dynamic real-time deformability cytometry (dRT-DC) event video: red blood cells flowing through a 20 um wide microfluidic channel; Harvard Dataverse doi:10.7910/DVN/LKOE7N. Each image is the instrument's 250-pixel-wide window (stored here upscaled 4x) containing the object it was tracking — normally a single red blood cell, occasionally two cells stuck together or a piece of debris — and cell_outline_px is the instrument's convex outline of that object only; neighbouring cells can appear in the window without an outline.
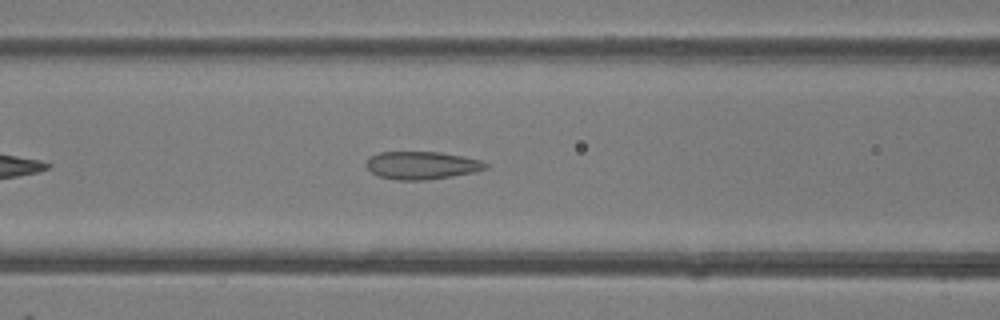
{"species": "common noctule bat (a hibernating species)", "species_latin": "Nyctalus noctula", "temperature_condition": "room temperature", "stored_images_in_passage": 16, "camera_frame_rate_fps": 3000, "um_per_image_px": 0.085, "animal": {"sex": "female"}, "frame": {"image": 1, "passage_image": 9, "time_ms": 2.667, "image_size_px": [1000, 320], "cell_outline_px": [[488, 168], [476, 172], [424, 180], [396, 180], [380, 176], [372, 172], [364, 164], [368, 156], [380, 152], [440, 152], [480, 160], [488, 164]], "centroid_in_image_um": [35.82, 14.05], "position_along_channel_um": 130.8, "area_um2": 19.31}}
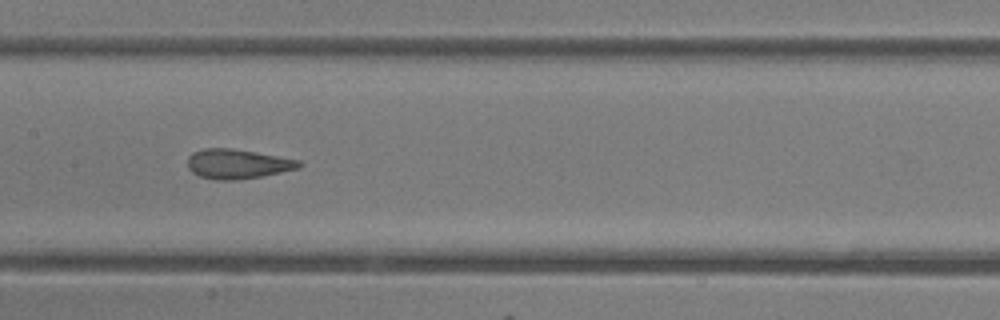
{"frame": {"image": 2, "passage_image": 13, "time_ms": 4.0, "image_size_px": [1000, 320], "cell_outline_px": [[304, 164], [300, 168], [260, 176], [236, 180], [216, 180], [200, 176], [192, 172], [188, 168], [188, 156], [192, 152], [204, 148], [232, 148], [256, 152], [300, 160]], "centroid_in_image_um": [20.19, 13.92], "position_along_channel_um": 187.2, "area_um2": 19.25}}